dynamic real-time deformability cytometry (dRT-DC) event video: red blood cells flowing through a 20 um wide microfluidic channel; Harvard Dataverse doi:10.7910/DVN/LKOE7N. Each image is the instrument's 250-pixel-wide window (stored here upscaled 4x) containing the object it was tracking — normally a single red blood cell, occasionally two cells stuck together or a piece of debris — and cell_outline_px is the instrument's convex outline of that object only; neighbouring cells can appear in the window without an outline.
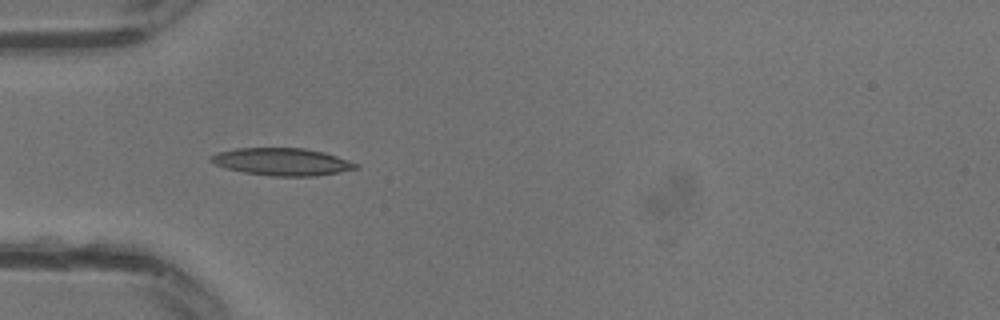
{"species": "common noctule bat (a hibernating species)", "species_latin": "Nyctalus noctula", "temperature_condition": "warm", "stored_images_in_passage": 14, "camera_frame_rate_fps": 3000, "um_per_image_px": 0.085, "animal": {"sex": "male", "body_mass_g": 13.3}, "frame": {"image": 1, "passage_image": 1, "time_ms": 0.0, "image_size_px": [1000, 320], "cell_outline_px": [[360, 168], [340, 172], [316, 176], [272, 176], [244, 172], [228, 168], [216, 164], [208, 160], [212, 156], [220, 152], [236, 148], [304, 148], [324, 152], [360, 164]], "centroid_in_image_um": [24.04, 13.75], "position_along_channel_um": 61.0, "area_um2": 23.0}}
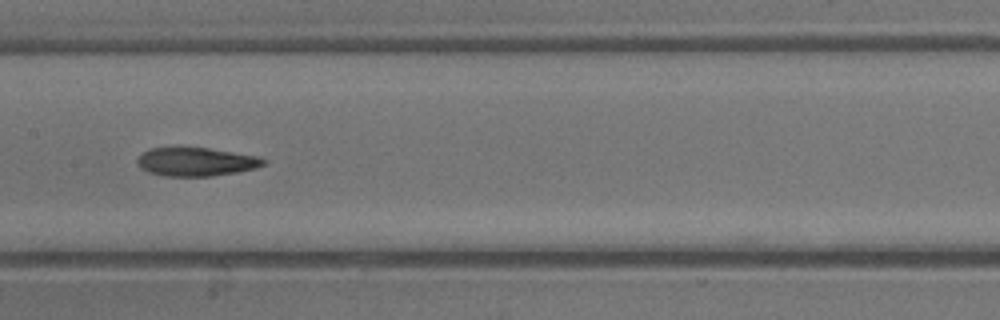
{"frame": {"image": 2, "passage_image": 7, "time_ms": 2.0, "image_size_px": [1000, 320], "cell_outline_px": [[268, 160], [264, 164], [256, 168], [236, 172], [212, 176], [164, 176], [148, 172], [140, 168], [136, 164], [136, 160], [148, 148], [180, 144], [208, 148], [260, 156]], "centroid_in_image_um": [16.62, 13.7], "position_along_channel_um": 190.8, "area_um2": 21.91}}
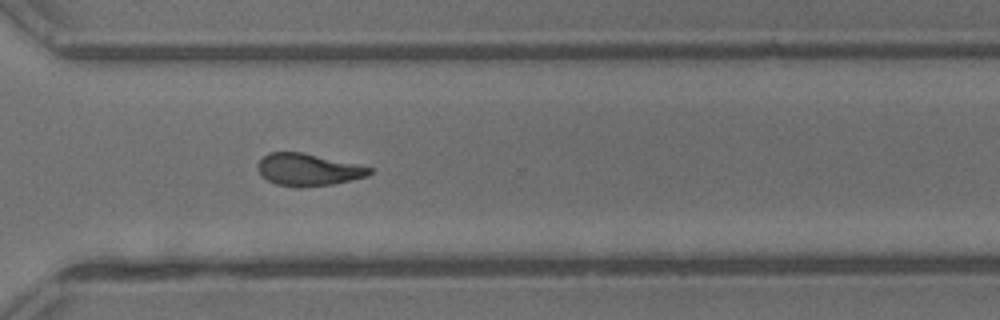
{"frame": {"image": 3, "passage_image": 14, "time_ms": 4.333, "image_size_px": [1000, 320], "cell_outline_px": [[376, 168], [368, 176], [332, 184], [296, 188], [276, 184], [260, 176], [260, 160], [268, 152], [300, 152]], "centroid_in_image_um": [26.22, 14.43], "position_along_channel_um": 344.4, "area_um2": 20.81}}